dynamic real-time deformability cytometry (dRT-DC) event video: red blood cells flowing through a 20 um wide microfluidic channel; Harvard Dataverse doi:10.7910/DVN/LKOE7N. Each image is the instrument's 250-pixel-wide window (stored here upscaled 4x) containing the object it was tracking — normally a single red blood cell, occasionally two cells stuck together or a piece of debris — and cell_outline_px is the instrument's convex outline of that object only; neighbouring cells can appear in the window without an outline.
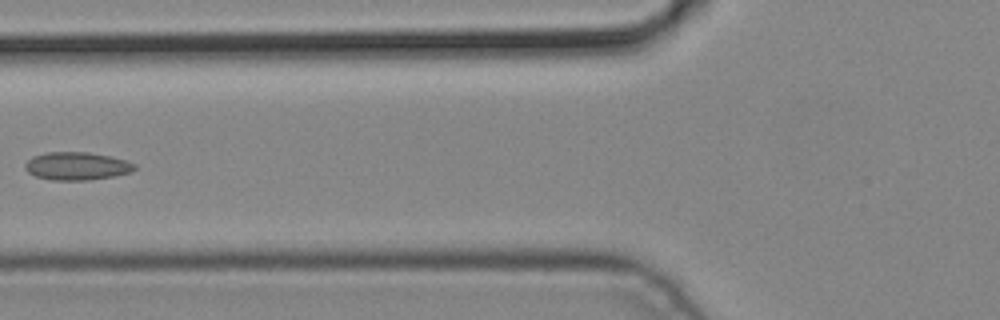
{"species": "common noctule bat (a hibernating species)", "species_latin": "Nyctalus noctula", "temperature_condition": "cold", "stored_images_in_passage": 3, "camera_frame_rate_fps": 3000, "um_per_image_px": 0.085, "animal": {"sex": "male", "body_mass_g": 19.2, "forearm_length_mm": 51.8}, "frame": {"image": 1, "passage_image": 3, "time_ms": 0.667, "image_size_px": [1000, 320], "cell_outline_px": [[136, 168], [132, 172], [116, 176], [88, 180], [52, 180], [36, 176], [28, 172], [24, 168], [24, 164], [32, 156], [48, 152], [88, 152], [108, 156], [124, 160], [136, 164]], "centroid_in_image_um": [6.53, 14.12], "position_along_channel_um": 119.3, "area_um2": 17.86}}